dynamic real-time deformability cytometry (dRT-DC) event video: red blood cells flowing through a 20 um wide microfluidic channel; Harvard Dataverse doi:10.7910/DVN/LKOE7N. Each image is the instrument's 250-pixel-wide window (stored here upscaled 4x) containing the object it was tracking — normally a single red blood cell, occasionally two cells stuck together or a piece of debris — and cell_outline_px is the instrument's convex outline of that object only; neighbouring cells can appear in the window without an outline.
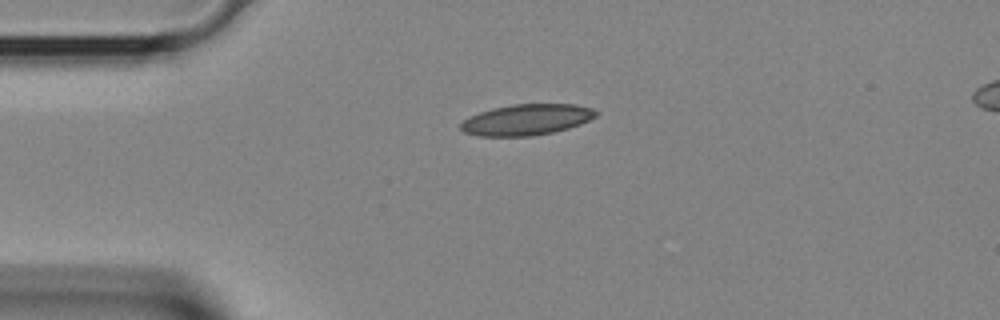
{"species": "Egyptian fruit bat (a non-hibernating species)", "species_latin": "Rousettus aegyptiacus", "temperature_condition": "room temperature", "stored_images_in_passage": 31, "camera_frame_rate_fps": 3000, "um_per_image_px": 0.085, "animal": {"sex": "female"}, "frame": {"image": 1, "passage_image": 1, "time_ms": 0.0, "image_size_px": [1000, 320], "cell_outline_px": [[600, 112], [596, 116], [580, 124], [568, 128], [552, 132], [532, 136], [476, 136], [464, 132], [460, 128], [460, 124], [464, 120], [480, 112], [492, 108], [512, 104], [576, 104], [592, 108]], "centroid_in_image_um": [44.77, 10.17], "position_along_channel_um": 40.2, "area_um2": 24.39}}
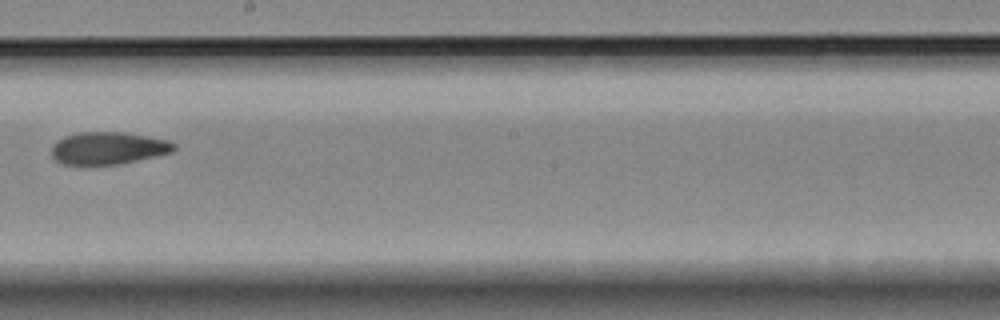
{"frame": {"image": 2, "passage_image": 14, "time_ms": 4.333, "image_size_px": [1000, 320], "cell_outline_px": [[176, 148], [172, 152], [156, 156], [120, 164], [88, 168], [60, 164], [52, 160], [52, 144], [56, 140], [64, 136], [80, 132], [124, 132], [168, 140], [176, 144]], "centroid_in_image_um": [9.11, 12.64], "position_along_channel_um": 239.1, "area_um2": 24.1}}
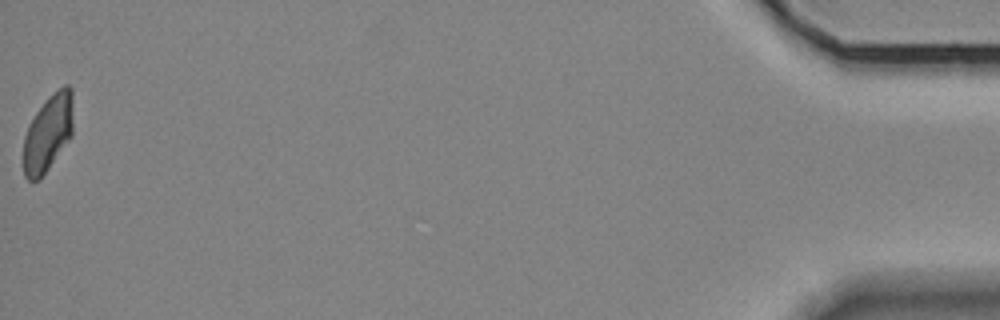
{"frame": {"image": 3, "passage_image": 31, "time_ms": 10.0, "image_size_px": [1000, 320], "cell_outline_px": [[72, 136], [40, 180], [28, 180], [24, 176], [24, 136], [36, 112], [48, 96], [64, 84], [68, 84], [72, 88]], "centroid_in_image_um": [4.1, 11.3], "position_along_channel_um": 431.1, "area_um2": 22.2}}